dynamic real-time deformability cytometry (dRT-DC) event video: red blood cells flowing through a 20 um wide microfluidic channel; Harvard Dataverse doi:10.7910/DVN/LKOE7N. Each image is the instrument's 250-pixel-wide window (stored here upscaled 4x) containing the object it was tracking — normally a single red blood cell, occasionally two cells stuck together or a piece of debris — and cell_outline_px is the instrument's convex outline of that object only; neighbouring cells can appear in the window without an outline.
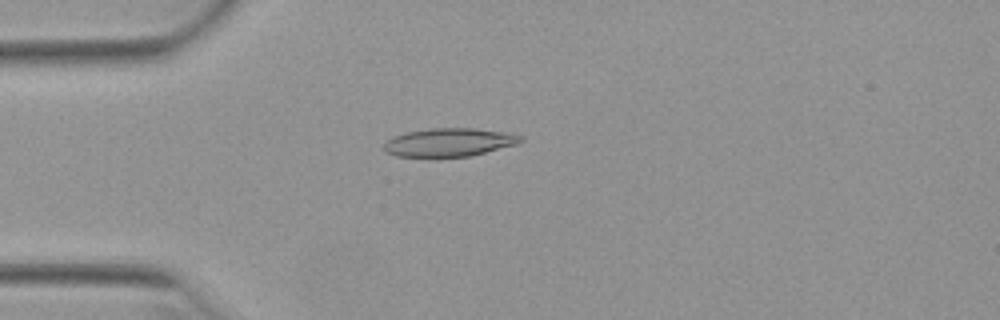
{"species": "Egyptian fruit bat (a non-hibernating species)", "species_latin": "Rousettus aegyptiacus", "temperature_condition": "warm", "stored_images_in_passage": 44, "camera_frame_rate_fps": 3000, "um_per_image_px": 0.085, "animal": {"sex": "female"}, "frame": {"image": 1, "passage_image": 10, "time_ms": 3.0, "image_size_px": [1000, 320], "cell_outline_px": [[524, 140], [516, 144], [468, 156], [432, 160], [396, 156], [384, 152], [384, 144], [392, 136], [408, 132], [428, 128], [472, 128], [500, 132], [524, 136]], "centroid_in_image_um": [38.07, 12.14], "position_along_channel_um": 46.9, "area_um2": 23.18}}
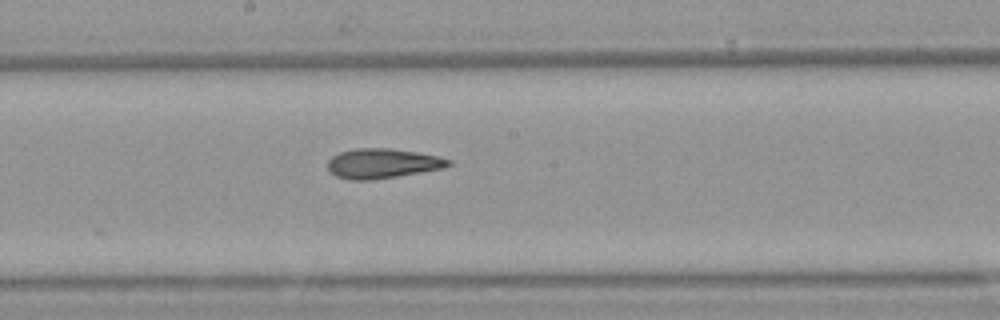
{"frame": {"image": 2, "passage_image": 24, "time_ms": 7.667, "image_size_px": [1000, 320], "cell_outline_px": [[452, 164], [444, 168], [396, 176], [368, 180], [348, 180], [336, 176], [328, 172], [328, 160], [332, 156], [340, 152], [356, 148], [392, 148], [416, 152], [436, 156], [452, 160]], "centroid_in_image_um": [32.48, 13.89], "position_along_channel_um": 215.7, "area_um2": 20.92}}
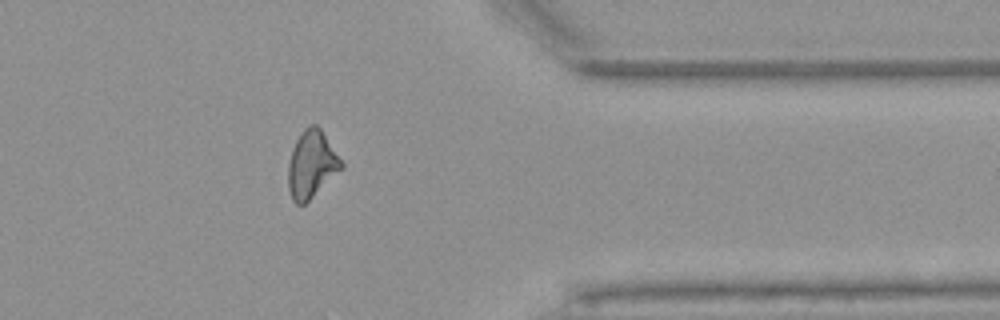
{"frame": {"image": 3, "passage_image": 38, "time_ms": 12.333, "image_size_px": [1000, 320], "cell_outline_px": [[344, 168], [304, 204], [296, 204], [292, 200], [288, 188], [288, 164], [292, 148], [296, 140], [304, 128], [312, 124], [316, 124], [320, 128], [344, 164]], "centroid_in_image_um": [26.48, 13.98], "position_along_channel_um": 384.9, "area_um2": 20.75}, "authors_computed_cell_mechanics": {"area_um2": 21.0392, "velocity_mm_per_s": 3.9488, "shape_relaxation_time_tau1_ms": null, "shape_relaxation_time_tau2_ms": 2.6236, "deformation_change_tau1": null, "deformation_change_tau2": 0.1143}}